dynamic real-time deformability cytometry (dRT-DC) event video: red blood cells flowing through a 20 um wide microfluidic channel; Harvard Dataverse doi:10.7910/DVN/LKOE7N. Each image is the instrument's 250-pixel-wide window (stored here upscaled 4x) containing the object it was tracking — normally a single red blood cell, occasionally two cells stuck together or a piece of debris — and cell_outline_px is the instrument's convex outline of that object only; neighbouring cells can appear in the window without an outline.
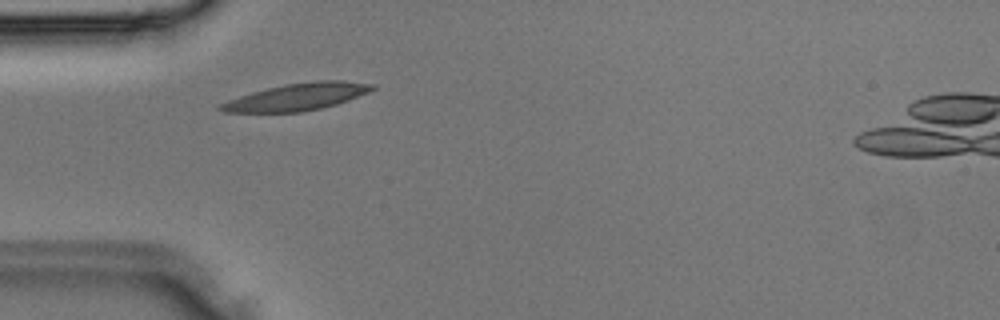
{"species": "Egyptian fruit bat (a non-hibernating species)", "species_latin": "Rousettus aegyptiacus", "temperature_condition": "room temperature", "stored_images_in_passage": 28, "segment_of_instrument_passage": [1, 2], "camera_frame_rate_fps": 3000, "um_per_image_px": 0.085, "animal": {"sex": "male"}, "frame": {"image": 1, "passage_image": 2, "time_ms": 0.333, "image_size_px": [1000, 320], "cell_outline_px": [[376, 88], [368, 92], [348, 100], [336, 104], [320, 108], [300, 112], [224, 112], [216, 108], [220, 104], [228, 100], [252, 92], [268, 88], [288, 84], [316, 80], [344, 80], [376, 84]], "centroid_in_image_um": [25.28, 8.22], "position_along_channel_um": 59.7, "area_um2": 23.76}}
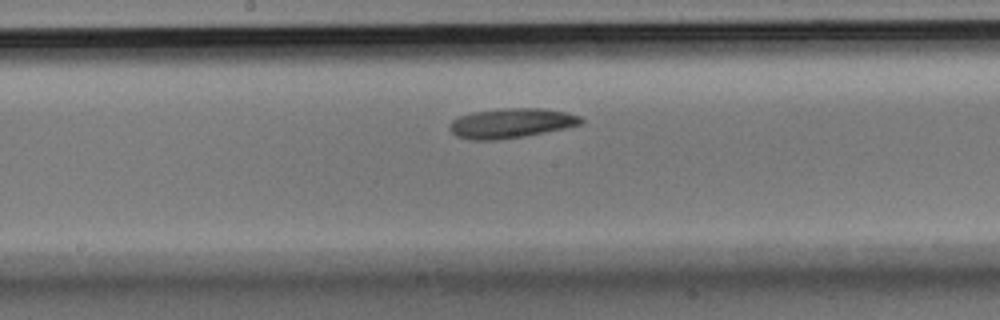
{"frame": {"image": 2, "passage_image": 10, "time_ms": 3.0, "image_size_px": [1000, 320], "cell_outline_px": [[584, 124], [524, 136], [500, 140], [468, 140], [456, 136], [448, 128], [452, 120], [460, 116], [472, 112], [500, 108], [540, 108], [564, 112], [580, 116], [584, 120]], "centroid_in_image_um": [43.42, 10.47], "position_along_channel_um": 204.8, "area_um2": 22.83}}
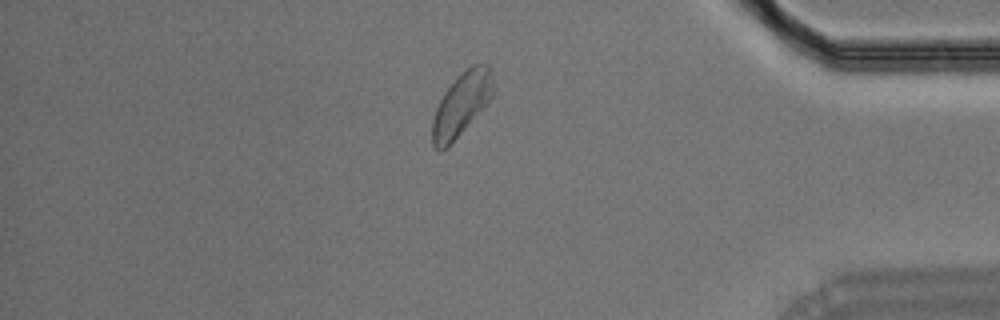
{"frame": {"image": 3, "passage_image": 22, "time_ms": 7.0, "image_size_px": [1000, 320], "cell_outline_px": [[496, 92], [448, 148], [440, 152], [432, 144], [432, 120], [436, 108], [444, 92], [456, 76], [472, 64], [484, 60], [488, 64], [492, 72]], "centroid_in_image_um": [39.25, 8.8], "position_along_channel_um": 395.9, "area_um2": 22.89}}